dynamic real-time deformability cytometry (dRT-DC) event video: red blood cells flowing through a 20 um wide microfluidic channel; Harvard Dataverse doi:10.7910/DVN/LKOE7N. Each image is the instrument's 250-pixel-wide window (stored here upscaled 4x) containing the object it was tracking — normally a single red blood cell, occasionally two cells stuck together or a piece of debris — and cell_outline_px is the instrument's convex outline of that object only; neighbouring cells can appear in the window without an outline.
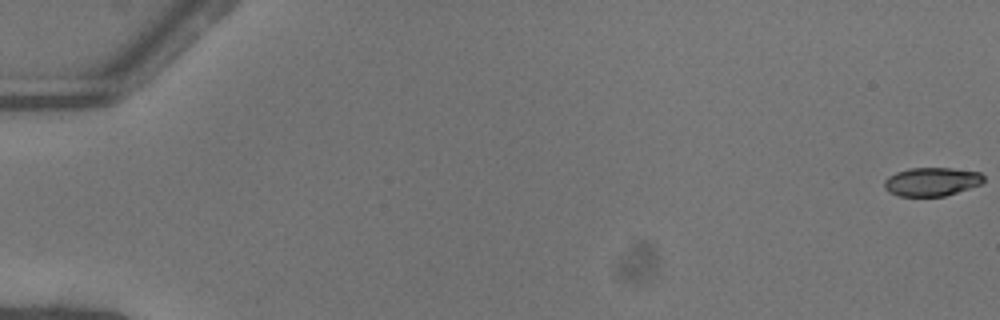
{"species": "common noctule bat (a hibernating species)", "species_latin": "Nyctalus noctula", "temperature_condition": "warm", "stored_images_in_passage": 53, "camera_frame_rate_fps": 3000, "um_per_image_px": 0.085, "animal": {"sex": "female"}, "frame": {"image": 1, "passage_image": 1, "time_ms": 0.0, "image_size_px": [1000, 320], "cell_outline_px": [[984, 180], [980, 184], [944, 196], [900, 196], [888, 192], [884, 188], [884, 180], [888, 176], [896, 172], [908, 168], [952, 168], [980, 172], [984, 176]], "centroid_in_image_um": [79.16, 15.43], "position_along_channel_um": 5.8, "area_um2": 16.53}}
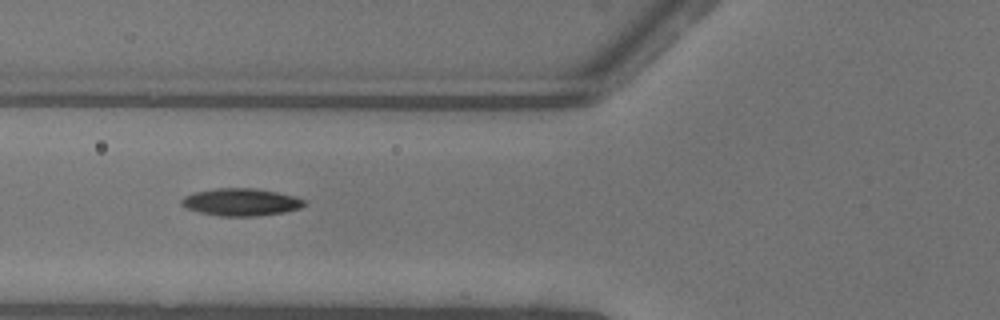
{"frame": {"image": 2, "passage_image": 22, "time_ms": 7.0, "image_size_px": [1000, 320], "cell_outline_px": [[304, 204], [300, 208], [284, 212], [260, 216], [220, 216], [200, 212], [188, 208], [180, 204], [180, 200], [184, 196], [196, 192], [216, 188], [252, 188], [276, 192], [296, 196], [304, 200]], "centroid_in_image_um": [20.48, 17.18], "position_along_channel_um": 105.3, "area_um2": 19.48}}
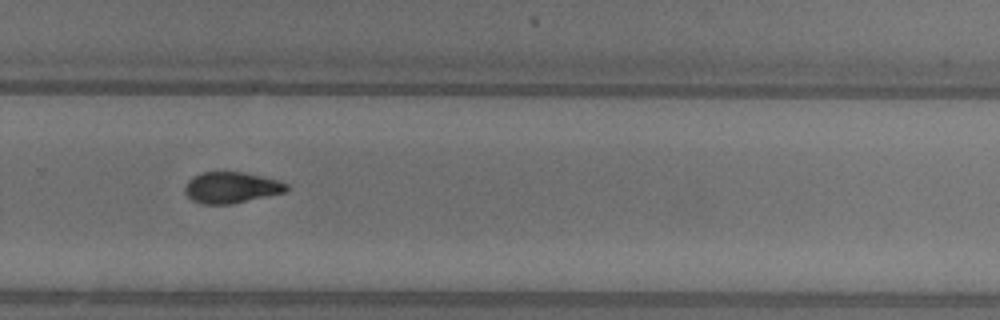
{"frame": {"image": 3, "passage_image": 37, "time_ms": 12.0, "image_size_px": [1000, 320], "cell_outline_px": [[288, 188], [284, 192], [228, 204], [200, 204], [192, 200], [184, 192], [184, 188], [188, 180], [192, 176], [200, 172], [244, 172], [276, 180], [288, 184]], "centroid_in_image_um": [19.59, 15.93], "position_along_channel_um": 310.2, "area_um2": 18.21}, "authors_computed_cell_mechanics": {"area_um2": 18.4382, "velocity_mm_per_s": 4.0991, "shape_relaxation_time_tau1_ms": 5.5205, "shape_relaxation_time_tau2_ms": 3.7258, "deformation_change_tau1": 0.198, "deformation_change_tau2": 0.0903}}